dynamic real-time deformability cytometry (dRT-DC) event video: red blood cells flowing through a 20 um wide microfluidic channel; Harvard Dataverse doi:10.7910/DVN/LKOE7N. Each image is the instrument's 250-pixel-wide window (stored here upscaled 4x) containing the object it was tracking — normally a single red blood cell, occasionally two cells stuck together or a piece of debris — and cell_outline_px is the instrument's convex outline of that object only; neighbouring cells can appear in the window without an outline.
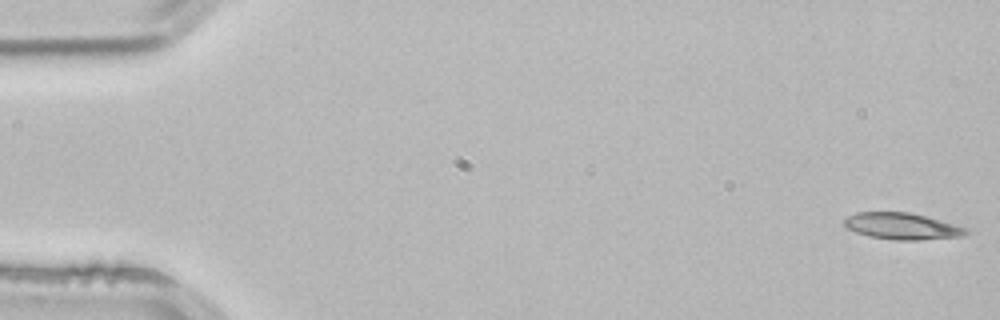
{"species": "common noctule bat (a hibernating species)", "species_latin": "Nyctalus noctula", "temperature_condition": "room temperature", "stored_images_in_passage": 4, "camera_frame_rate_fps": 3000, "um_per_image_px": 0.085, "animal": {"sex": "male", "body_mass_g": 21.5, "forearm_length_mm": 52.0}, "frame": {"image": 1, "passage_image": 1, "time_ms": 0.0, "image_size_px": [1000, 320], "cell_outline_px": [[968, 232], [964, 236], [920, 240], [896, 240], [868, 236], [856, 232], [848, 228], [844, 224], [844, 220], [848, 216], [856, 212], [912, 212], [968, 228]], "centroid_in_image_um": [76.69, 19.22], "position_along_channel_um": 8.3, "area_um2": 18.84}}
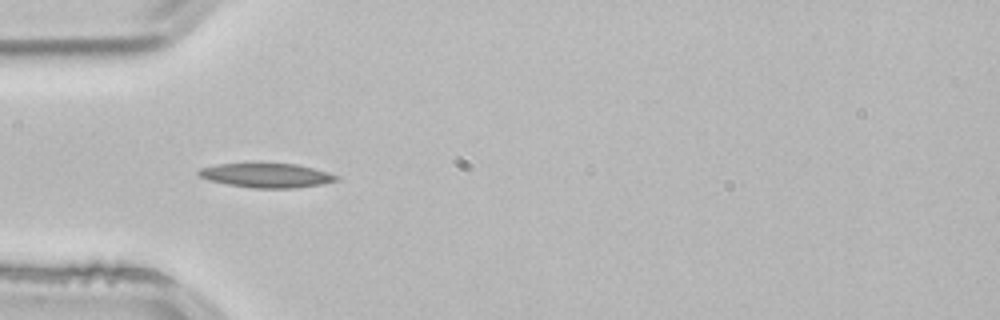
{"frame": {"image": 2, "passage_image": 4, "time_ms": 1.0, "image_size_px": [1000, 320], "cell_outline_px": [[340, 180], [320, 184], [296, 188], [256, 188], [228, 184], [208, 180], [200, 176], [196, 172], [200, 168], [216, 164], [296, 164], [328, 172], [340, 176]], "centroid_in_image_um": [22.67, 14.91], "position_along_channel_um": 62.3, "area_um2": 19.31}}